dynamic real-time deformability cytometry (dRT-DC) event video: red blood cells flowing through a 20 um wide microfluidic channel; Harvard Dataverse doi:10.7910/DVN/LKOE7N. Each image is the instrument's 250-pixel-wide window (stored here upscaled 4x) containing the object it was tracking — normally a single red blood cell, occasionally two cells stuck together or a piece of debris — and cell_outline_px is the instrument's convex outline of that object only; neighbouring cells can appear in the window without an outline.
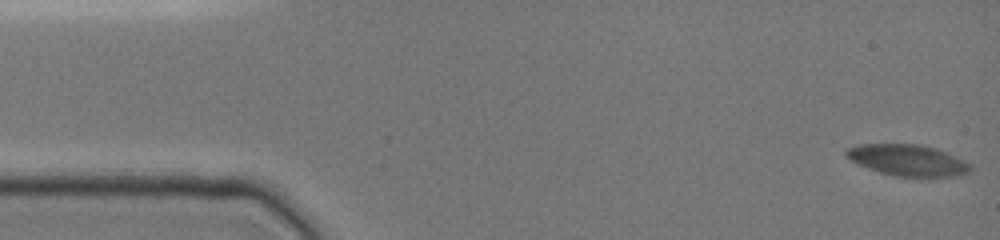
{"species": "common noctule bat (a hibernating species)", "species_latin": "Nyctalus noctula", "temperature_condition": "cold", "stored_images_in_passage": 24, "camera_frame_rate_fps": 3000, "um_per_image_px": 0.085, "animal": {"sex": "female", "body_mass_g": 19.0, "forearm_length_mm": 51.5}, "frame": {"image": 1, "passage_image": 1, "time_ms": 0.0, "image_size_px": [1000, 240], "cell_outline_px": [[972, 168], [968, 172], [956, 176], [896, 176], [880, 172], [856, 164], [844, 156], [844, 148], [860, 144], [920, 144], [936, 148], [956, 156], [964, 160]], "centroid_in_image_um": [77.09, 13.6], "position_along_channel_um": 7.9, "area_um2": 22.66}}
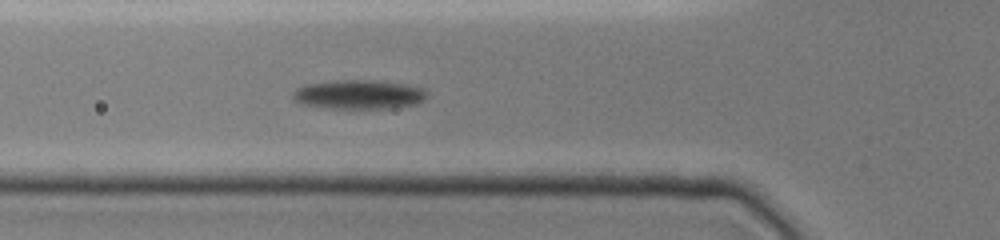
{"frame": {"image": 2, "passage_image": 17, "time_ms": 5.667, "image_size_px": [1000, 240], "cell_outline_px": [[428, 96], [424, 100], [416, 104], [392, 108], [328, 108], [300, 104], [292, 100], [292, 92], [296, 88], [304, 84], [332, 80], [376, 80], [408, 84], [424, 88], [428, 92]], "centroid_in_image_um": [30.49, 8.02], "position_along_channel_um": 95.3, "area_um2": 23.29}}
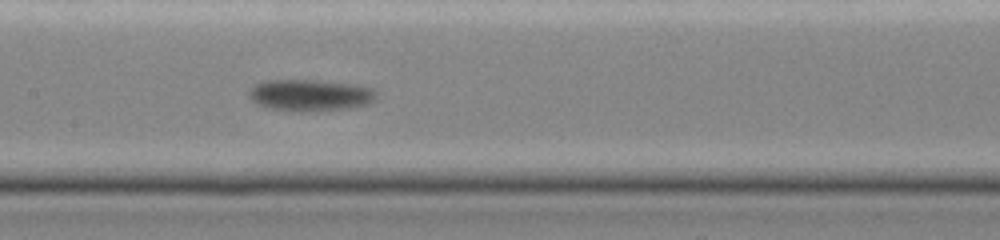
{"frame": {"image": 3, "passage_image": 24, "time_ms": 8.0, "image_size_px": [1000, 240], "cell_outline_px": [[376, 100], [368, 104], [348, 108], [300, 112], [272, 108], [256, 104], [248, 96], [248, 92], [256, 84], [264, 80], [312, 80], [356, 84], [372, 88], [376, 92]], "centroid_in_image_um": [26.37, 8.08], "position_along_channel_um": 181.0, "area_um2": 23.47}}